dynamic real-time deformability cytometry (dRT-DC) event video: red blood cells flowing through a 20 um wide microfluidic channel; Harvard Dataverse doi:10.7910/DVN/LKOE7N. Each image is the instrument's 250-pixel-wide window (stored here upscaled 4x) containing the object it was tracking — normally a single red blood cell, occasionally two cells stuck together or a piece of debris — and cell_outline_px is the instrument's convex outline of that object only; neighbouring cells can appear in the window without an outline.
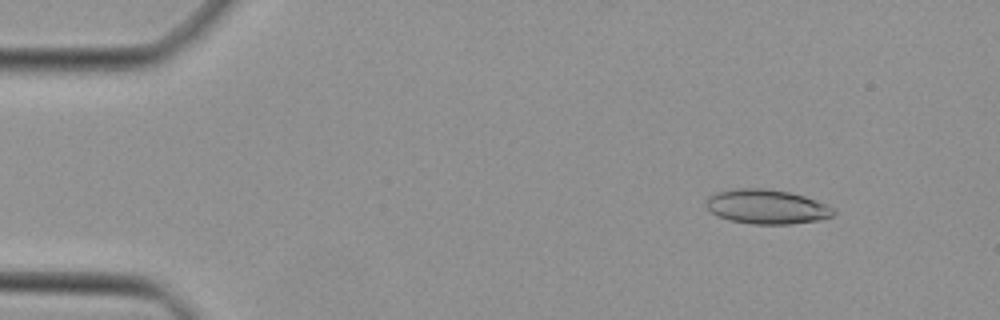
{"species": "Egyptian fruit bat (a non-hibernating species)", "species_latin": "Rousettus aegyptiacus", "temperature_condition": "cold", "stored_images_in_passage": 47, "camera_frame_rate_fps": 3000, "um_per_image_px": 0.085, "animal": {"sex": "female"}, "frame": {"image": 1, "passage_image": 6, "time_ms": 1.667, "image_size_px": [1000, 320], "cell_outline_px": [[836, 212], [832, 216], [820, 220], [792, 224], [752, 224], [728, 220], [716, 216], [708, 208], [704, 200], [708, 196], [716, 192], [736, 188], [764, 188], [788, 192], [804, 196], [836, 208]], "centroid_in_image_um": [65.16, 17.57], "position_along_channel_um": 19.8, "area_um2": 25.78}}
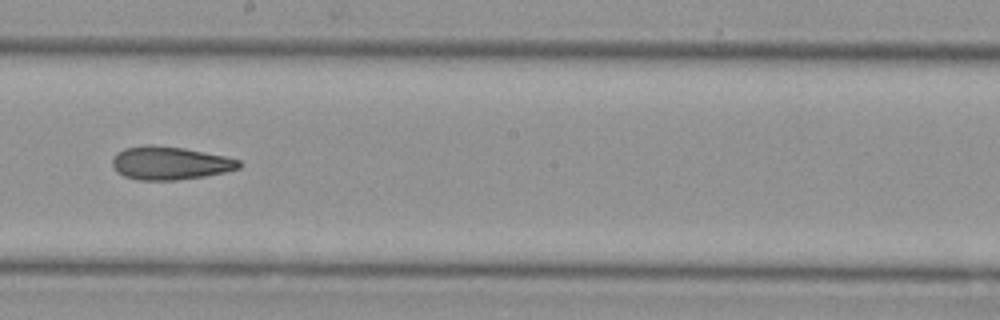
{"frame": {"image": 2, "passage_image": 27, "time_ms": 8.667, "image_size_px": [1000, 320], "cell_outline_px": [[244, 164], [240, 168], [224, 172], [204, 176], [176, 180], [140, 180], [124, 176], [116, 172], [112, 164], [112, 156], [116, 152], [124, 148], [144, 144], [152, 144], [184, 148], [224, 156], [240, 160]], "centroid_in_image_um": [14.41, 13.85], "position_along_channel_um": 233.8, "area_um2": 24.74}}
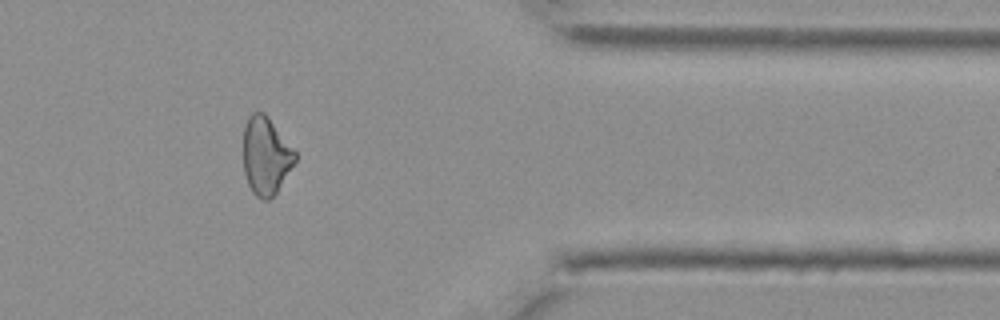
{"frame": {"image": 3, "passage_image": 39, "time_ms": 12.667, "image_size_px": [1000, 320], "cell_outline_px": [[296, 160], [276, 192], [268, 200], [260, 200], [252, 192], [248, 184], [244, 172], [244, 124], [248, 116], [252, 112], [264, 112], [268, 116], [296, 152]], "centroid_in_image_um": [22.58, 13.23], "position_along_channel_um": 388.8, "area_um2": 23.35}}